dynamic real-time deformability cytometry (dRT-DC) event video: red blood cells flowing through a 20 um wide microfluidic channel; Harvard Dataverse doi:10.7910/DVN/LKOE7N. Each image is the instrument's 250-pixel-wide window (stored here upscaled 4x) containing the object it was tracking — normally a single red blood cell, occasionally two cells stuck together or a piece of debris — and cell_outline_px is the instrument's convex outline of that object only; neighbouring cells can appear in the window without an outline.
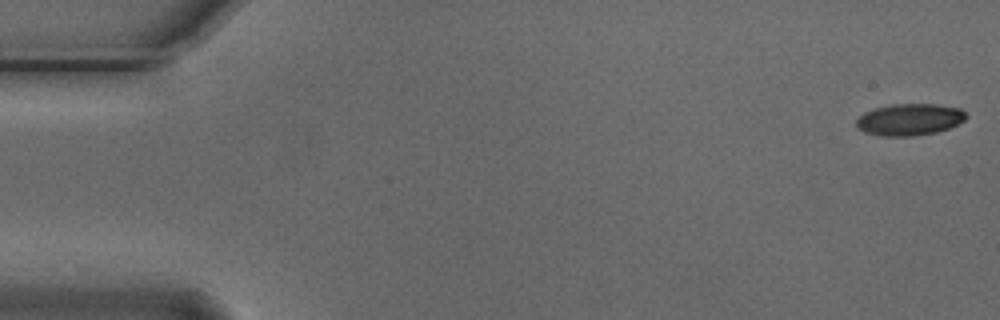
{"species": "Egyptian fruit bat (a non-hibernating species)", "species_latin": "Rousettus aegyptiacus", "temperature_condition": "cold", "stored_images_in_passage": 54, "camera_frame_rate_fps": 3000, "um_per_image_px": 0.085, "animal": {"sex": "male"}, "frame": {"image": 1, "passage_image": 1, "time_ms": 0.0, "image_size_px": [1000, 320], "cell_outline_px": [[968, 116], [964, 120], [948, 128], [936, 132], [912, 136], [884, 136], [864, 132], [856, 128], [856, 120], [864, 112], [876, 108], [892, 104], [936, 104], [960, 108]], "centroid_in_image_um": [77.29, 10.16], "position_along_channel_um": 7.7, "area_um2": 20.23}}
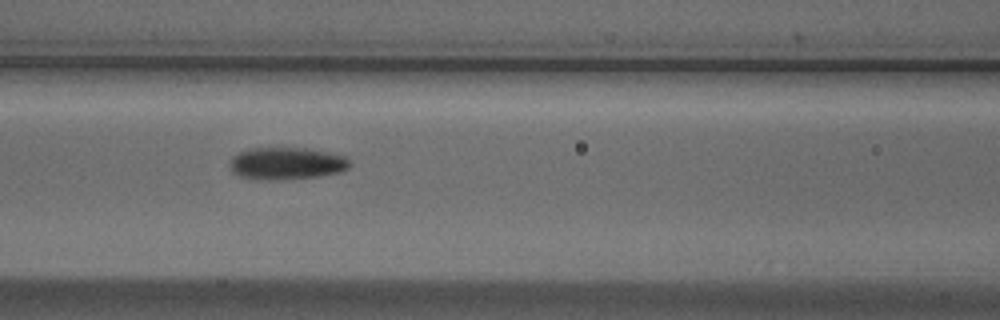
{"frame": {"image": 2, "passage_image": 23, "time_ms": 7.333, "image_size_px": [1000, 320], "cell_outline_px": [[352, 164], [348, 168], [340, 172], [320, 176], [272, 180], [260, 180], [240, 176], [232, 172], [228, 164], [232, 156], [248, 148], [308, 148], [328, 152], [344, 156]], "centroid_in_image_um": [24.33, 13.89], "position_along_channel_um": 142.3, "area_um2": 22.66}}
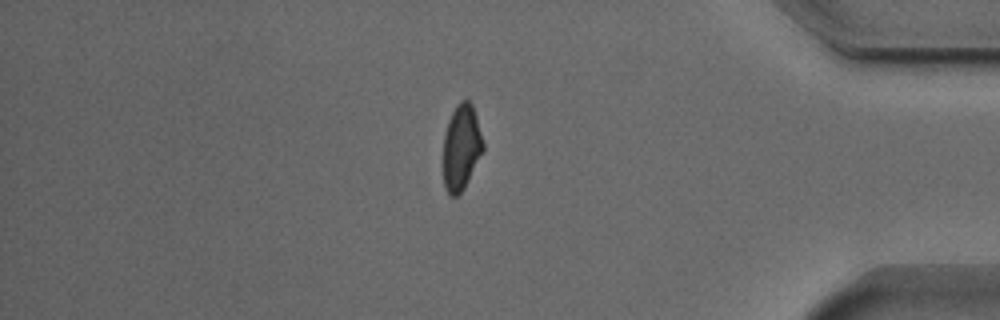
{"frame": {"image": 3, "passage_image": 46, "time_ms": 15.0, "image_size_px": [1000, 320], "cell_outline_px": [[484, 152], [464, 188], [456, 196], [452, 196], [444, 188], [444, 136], [448, 120], [456, 104], [460, 100], [468, 100], [472, 104], [476, 116], [484, 144]], "centroid_in_image_um": [39.23, 12.51], "position_along_channel_um": 396.0, "area_um2": 19.88}, "authors_computed_cell_mechanics": {"area_um2": 21.1837, "velocity_mm_per_s": 3.754, "shape_relaxation_time_tau1_ms": 3.1184, "shape_relaxation_time_tau2_ms": 4.0136, "deformation_change_tau1": 0.1158, "deformation_change_tau2": 0.0947}}